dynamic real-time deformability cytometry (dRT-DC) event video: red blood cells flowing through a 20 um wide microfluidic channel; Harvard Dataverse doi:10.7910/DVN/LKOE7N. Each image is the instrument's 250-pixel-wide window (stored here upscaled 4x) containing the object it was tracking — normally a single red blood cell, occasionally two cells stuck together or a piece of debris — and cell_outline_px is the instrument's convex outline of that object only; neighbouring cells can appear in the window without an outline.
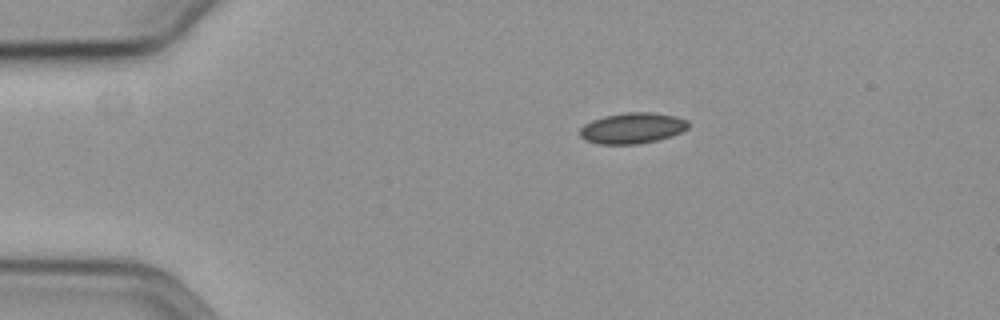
{"species": "common noctule bat (a hibernating species)", "species_latin": "Nyctalus noctula", "temperature_condition": "cold", "stored_images_in_passage": 47, "camera_frame_rate_fps": 3000, "um_per_image_px": 0.085, "animal": {"sex": "female", "body_mass_g": 19.3, "forearm_length_mm": 54.1}, "frame": {"image": 1, "passage_image": 1, "time_ms": 0.0, "image_size_px": [1000, 320], "cell_outline_px": [[688, 128], [672, 136], [656, 140], [636, 144], [600, 144], [584, 140], [580, 136], [580, 128], [584, 124], [592, 120], [604, 116], [628, 112], [652, 112], [676, 116], [688, 120]], "centroid_in_image_um": [53.74, 10.89], "position_along_channel_um": 31.3, "area_um2": 19.48}}
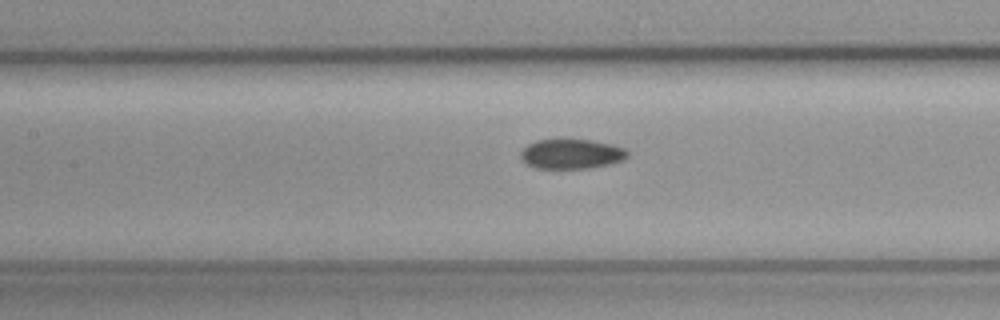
{"frame": {"image": 2, "passage_image": 16, "time_ms": 5.0, "image_size_px": [1000, 320], "cell_outline_px": [[628, 156], [624, 160], [612, 164], [588, 168], [536, 168], [528, 164], [520, 156], [520, 152], [528, 144], [536, 140], [592, 140], [612, 144], [624, 148], [628, 152]], "centroid_in_image_um": [48.61, 13.09], "position_along_channel_um": 158.8, "area_um2": 18.44}}
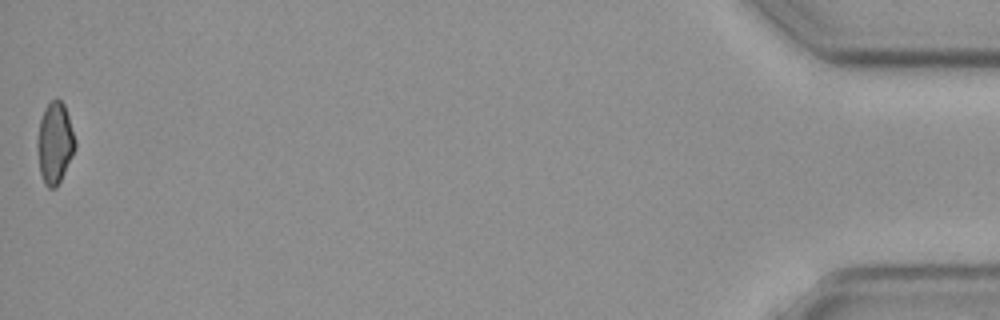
{"frame": {"image": 3, "passage_image": 47, "time_ms": 15.333, "image_size_px": [1000, 320], "cell_outline_px": [[76, 148], [56, 188], [48, 188], [44, 184], [40, 172], [36, 144], [36, 140], [40, 120], [44, 108], [56, 96], [64, 104], [76, 140]], "centroid_in_image_um": [4.64, 12.14], "position_along_channel_um": 430.6, "area_um2": 17.98}, "authors_computed_cell_mechanics": {"area_um2": 18.9006, "velocity_mm_per_s": 3.618, "shape_relaxation_time_tau1_ms": null, "shape_relaxation_time_tau2_ms": 7.8267, "deformation_change_tau1": null, "deformation_change_tau2": 0.1117}}